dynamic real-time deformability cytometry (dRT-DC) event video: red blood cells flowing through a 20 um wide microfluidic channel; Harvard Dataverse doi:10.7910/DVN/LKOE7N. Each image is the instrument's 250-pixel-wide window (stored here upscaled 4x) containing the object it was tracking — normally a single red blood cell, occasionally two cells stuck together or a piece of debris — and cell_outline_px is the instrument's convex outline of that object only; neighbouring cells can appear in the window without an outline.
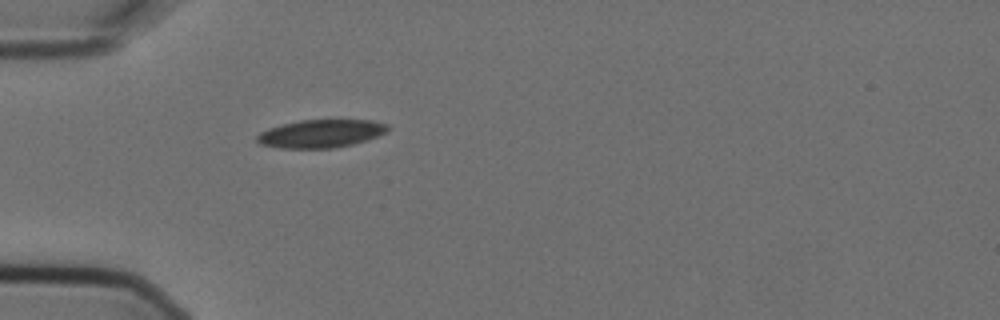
{"species": "Egyptian fruit bat (a non-hibernating species)", "species_latin": "Rousettus aegyptiacus", "temperature_condition": "cold", "stored_images_in_passage": 1, "camera_frame_rate_fps": 3000, "um_per_image_px": 0.085, "animal": {"sex": "female"}, "frame": {"image": 1, "passage_image": 1, "time_ms": 0.0, "image_size_px": [1000, 320], "cell_outline_px": [[392, 128], [388, 132], [368, 140], [352, 144], [332, 148], [280, 148], [260, 144], [256, 140], [256, 136], [260, 132], [268, 128], [300, 120], [372, 120], [388, 124]], "centroid_in_image_um": [27.32, 11.35], "position_along_channel_um": 57.7, "area_um2": 21.5}}